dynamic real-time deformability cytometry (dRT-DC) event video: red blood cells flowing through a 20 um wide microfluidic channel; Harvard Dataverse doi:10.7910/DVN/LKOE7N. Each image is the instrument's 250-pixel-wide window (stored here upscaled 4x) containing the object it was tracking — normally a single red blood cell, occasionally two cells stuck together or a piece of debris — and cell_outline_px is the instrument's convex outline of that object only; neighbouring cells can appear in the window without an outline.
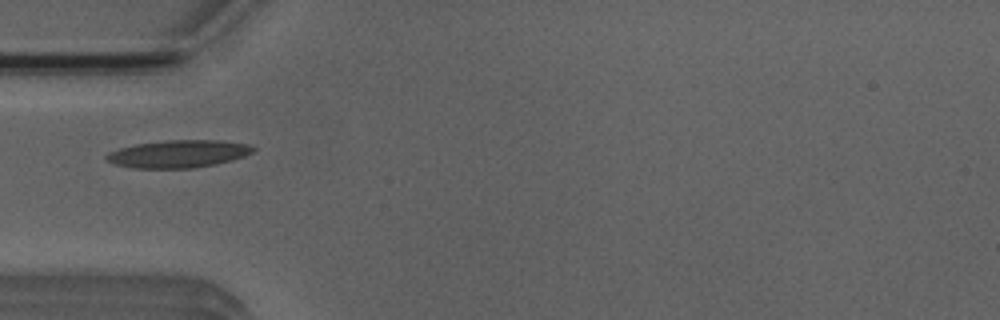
{"species": "Egyptian fruit bat (a non-hibernating species)", "species_latin": "Rousettus aegyptiacus", "temperature_condition": "room temperature", "stored_images_in_passage": 7, "camera_frame_rate_fps": 3000, "um_per_image_px": 0.085, "animal": {"sex": "male"}, "frame": {"image": 1, "passage_image": 6, "time_ms": 5.667, "image_size_px": [1000, 320], "cell_outline_px": [[256, 148], [252, 152], [244, 156], [232, 160], [216, 164], [192, 168], [132, 168], [116, 164], [108, 160], [104, 156], [108, 152], [120, 148], [136, 144], [168, 140], [220, 140], [248, 144]], "centroid_in_image_um": [15.17, 13.07], "position_along_channel_um": 69.8, "area_um2": 23.47}}